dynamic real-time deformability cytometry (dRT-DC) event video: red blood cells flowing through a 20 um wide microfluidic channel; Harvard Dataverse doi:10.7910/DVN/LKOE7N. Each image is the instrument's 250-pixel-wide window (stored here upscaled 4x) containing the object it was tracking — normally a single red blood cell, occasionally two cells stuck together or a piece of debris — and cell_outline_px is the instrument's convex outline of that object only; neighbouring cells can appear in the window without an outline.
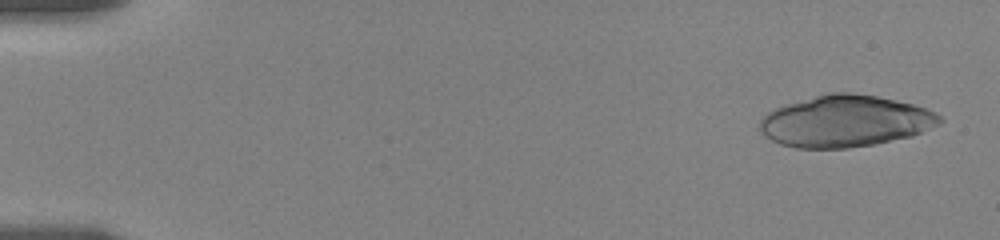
{"species": "human", "species_latin": "Homo sapiens", "temperature_condition": "room temperature", "stored_images_in_passage": 55, "camera_frame_rate_fps": 3000, "um_per_image_px": 0.085, "donor": {"sex": "female"}, "frame": {"image": 1, "passage_image": 2, "time_ms": 0.333, "image_size_px": [1000, 240], "cell_outline_px": [[944, 120], [940, 124], [912, 136], [872, 144], [848, 148], [796, 148], [780, 144], [764, 136], [760, 132], [760, 120], [768, 112], [776, 108], [788, 104], [828, 92], [848, 92], [876, 96], [896, 100], [912, 104], [924, 108], [940, 116]], "centroid_in_image_um": [71.83, 10.3], "position_along_channel_um": 13.2, "area_um2": 53.75}}
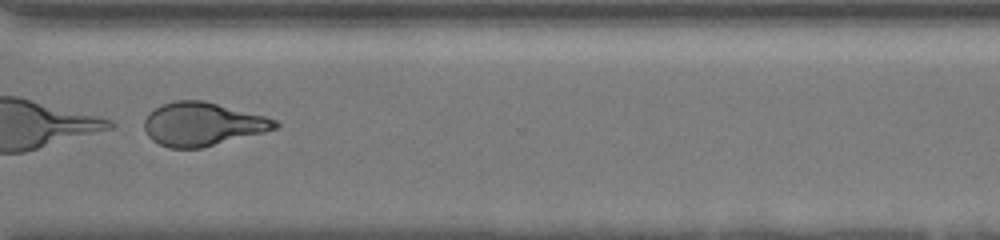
{"frame": {"image": 2, "passage_image": 43, "time_ms": 14.0, "image_size_px": [1000, 240], "cell_outline_px": [[280, 124], [276, 128], [264, 132], [204, 148], [168, 148], [152, 140], [148, 136], [144, 128], [144, 120], [148, 112], [160, 104], [176, 100], [204, 100], [264, 116], [276, 120]], "centroid_in_image_um": [17.17, 10.55], "position_along_channel_um": 353.4, "area_um2": 33.23}}